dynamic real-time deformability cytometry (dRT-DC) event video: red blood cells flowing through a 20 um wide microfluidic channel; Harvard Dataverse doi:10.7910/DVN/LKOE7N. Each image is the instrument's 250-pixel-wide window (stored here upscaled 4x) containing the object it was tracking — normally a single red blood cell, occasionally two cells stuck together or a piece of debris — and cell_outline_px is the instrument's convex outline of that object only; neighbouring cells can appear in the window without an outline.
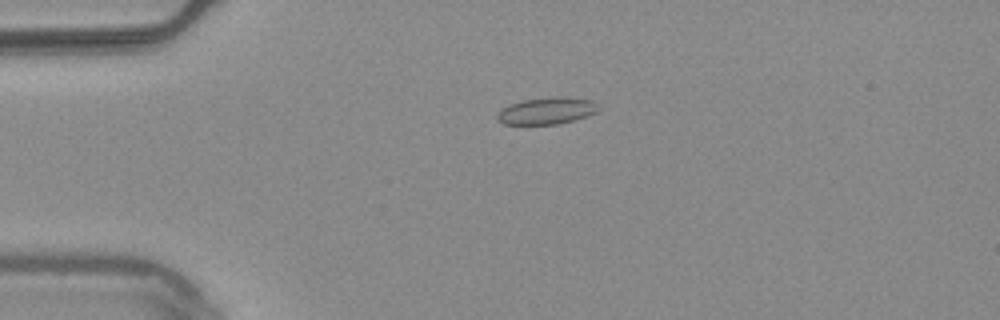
{"species": "common noctule bat (a hibernating species)", "species_latin": "Nyctalus noctula", "temperature_condition": "warm", "stored_images_in_passage": 19, "camera_frame_rate_fps": 3000, "um_per_image_px": 0.085, "animal": {"sex": "male", "body_mass_g": 20.4}, "frame": {"image": 1, "passage_image": 1, "time_ms": 0.0, "image_size_px": [1000, 320], "cell_outline_px": [[600, 108], [596, 112], [572, 120], [556, 124], [504, 124], [496, 120], [496, 112], [520, 100], [552, 96], [560, 96], [592, 100]], "centroid_in_image_um": [46.43, 9.4], "position_along_channel_um": 38.6, "area_um2": 15.78}}
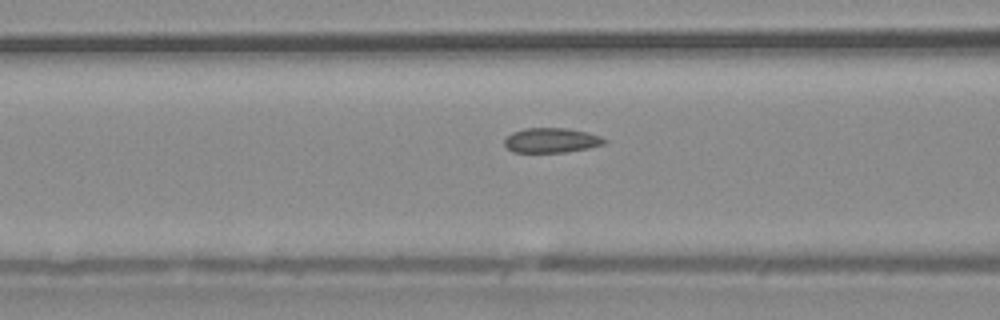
{"frame": {"image": 2, "passage_image": 10, "time_ms": 3.0, "image_size_px": [1000, 320], "cell_outline_px": [[608, 140], [604, 144], [588, 148], [564, 152], [512, 152], [504, 144], [504, 140], [512, 132], [524, 128], [568, 128], [600, 136]], "centroid_in_image_um": [46.85, 11.92], "position_along_channel_um": 119.7, "area_um2": 14.33}}